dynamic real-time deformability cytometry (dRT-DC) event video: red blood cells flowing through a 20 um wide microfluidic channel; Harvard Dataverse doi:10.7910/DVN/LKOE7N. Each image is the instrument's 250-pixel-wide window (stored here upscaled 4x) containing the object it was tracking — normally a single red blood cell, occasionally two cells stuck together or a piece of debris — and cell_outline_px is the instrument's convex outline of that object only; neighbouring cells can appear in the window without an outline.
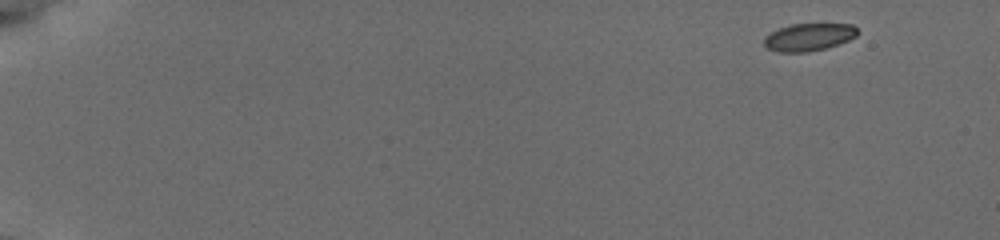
{"species": "common noctule bat (a hibernating species)", "species_latin": "Nyctalus noctula", "temperature_condition": "cold", "stored_images_in_passage": 52, "camera_frame_rate_fps": 3000, "um_per_image_px": 0.085, "animal": {"sex": "female", "body_mass_g": 19.5, "forearm_length_mm": 54.1}, "frame": {"image": 1, "passage_image": 1, "time_ms": 0.0, "image_size_px": [1000, 240], "cell_outline_px": [[856, 36], [848, 40], [824, 48], [808, 52], [776, 52], [768, 48], [764, 44], [764, 40], [772, 32], [780, 28], [792, 24], [852, 24], [856, 28]], "centroid_in_image_um": [68.74, 3.15], "position_along_channel_um": 16.3, "area_um2": 14.62}}
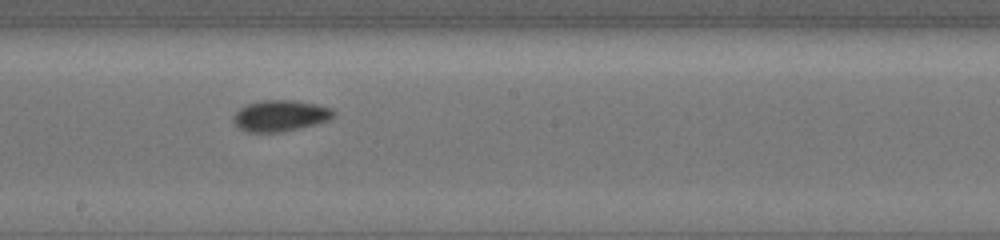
{"frame": {"image": 2, "passage_image": 30, "time_ms": 9.667, "image_size_px": [1000, 240], "cell_outline_px": [[336, 116], [328, 120], [316, 124], [300, 128], [280, 132], [248, 132], [240, 128], [232, 120], [232, 116], [240, 108], [248, 104], [260, 100], [296, 100], [316, 104], [332, 108], [336, 112]], "centroid_in_image_um": [23.85, 9.83], "position_along_channel_um": 224.3, "area_um2": 18.32}}
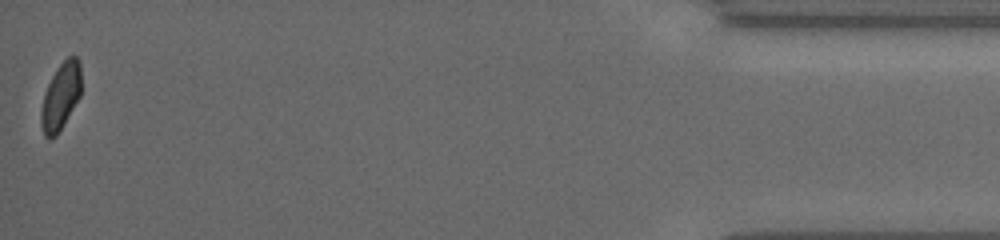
{"frame": {"image": 3, "passage_image": 52, "time_ms": 17.0, "image_size_px": [1000, 240], "cell_outline_px": [[80, 96], [56, 136], [48, 140], [44, 136], [40, 124], [40, 112], [44, 92], [52, 76], [60, 64], [68, 56], [76, 56], [80, 60]], "centroid_in_image_um": [5.13, 8.21], "position_along_channel_um": 430.1, "area_um2": 15.61}, "authors_computed_cell_mechanics": {"area_um2": 16.7042, "velocity_mm_per_s": 3.8262, "shape_relaxation_time_tau1_ms": 2.9092, "shape_relaxation_time_tau2_ms": 2.0693, "deformation_change_tau1": 0.1002, "deformation_change_tau2": 0.0608}}